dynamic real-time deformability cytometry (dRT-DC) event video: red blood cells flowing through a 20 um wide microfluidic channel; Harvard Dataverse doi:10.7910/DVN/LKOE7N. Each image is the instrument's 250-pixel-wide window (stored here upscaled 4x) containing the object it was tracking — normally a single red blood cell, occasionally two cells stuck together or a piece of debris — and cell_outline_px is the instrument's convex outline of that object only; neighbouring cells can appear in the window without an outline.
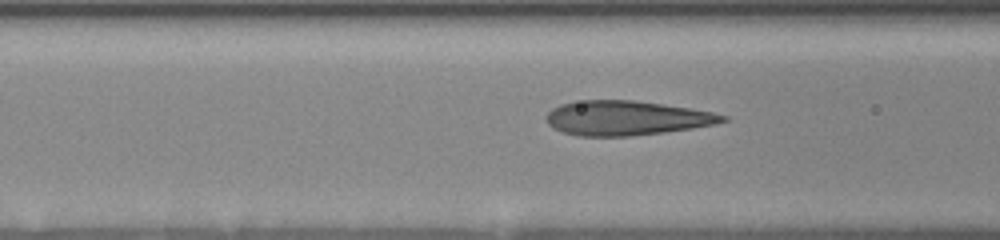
{"species": "human", "species_latin": "Homo sapiens", "temperature_condition": "room temperature", "stored_images_in_passage": 14, "camera_frame_rate_fps": 3000, "um_per_image_px": 0.085, "donor": {"sex": "female"}, "frame": {"image": 1, "passage_image": 12, "time_ms": 3.667, "image_size_px": [1000, 240], "cell_outline_px": [[728, 120], [712, 124], [692, 128], [664, 132], [632, 136], [580, 136], [564, 132], [552, 128], [548, 124], [544, 116], [552, 108], [560, 104], [584, 100], [632, 100], [688, 108], [712, 112], [728, 116]], "centroid_in_image_um": [53.19, 10.03], "position_along_channel_um": 113.4, "area_um2": 35.26}}